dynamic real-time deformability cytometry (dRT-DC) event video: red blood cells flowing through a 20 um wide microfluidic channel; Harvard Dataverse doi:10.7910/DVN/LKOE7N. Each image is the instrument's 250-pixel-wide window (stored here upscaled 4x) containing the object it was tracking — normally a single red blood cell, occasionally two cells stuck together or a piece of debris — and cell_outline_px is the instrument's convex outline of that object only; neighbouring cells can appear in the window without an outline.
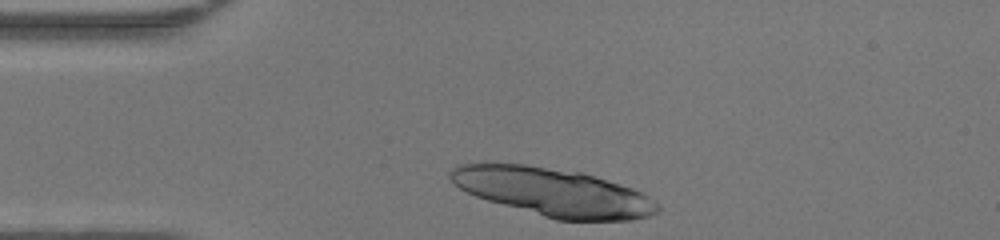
{"species": "human", "species_latin": "Homo sapiens", "temperature_condition": "warm", "stored_images_in_passage": 28, "segment_of_instrument_passage": [1, 2], "camera_frame_rate_fps": 3000, "um_per_image_px": 0.085, "donor": {"sex": "female"}, "frame": {"image": 1, "passage_image": 1, "time_ms": 0.0, "image_size_px": [1000, 240], "cell_outline_px": [[660, 212], [648, 216], [632, 220], [556, 220], [488, 200], [476, 196], [460, 188], [448, 176], [448, 172], [456, 164], [524, 164], [580, 172], [632, 188], [648, 196], [660, 208]], "centroid_in_image_um": [47.02, 16.33], "position_along_channel_um": 38.0, "area_um2": 57.28}}